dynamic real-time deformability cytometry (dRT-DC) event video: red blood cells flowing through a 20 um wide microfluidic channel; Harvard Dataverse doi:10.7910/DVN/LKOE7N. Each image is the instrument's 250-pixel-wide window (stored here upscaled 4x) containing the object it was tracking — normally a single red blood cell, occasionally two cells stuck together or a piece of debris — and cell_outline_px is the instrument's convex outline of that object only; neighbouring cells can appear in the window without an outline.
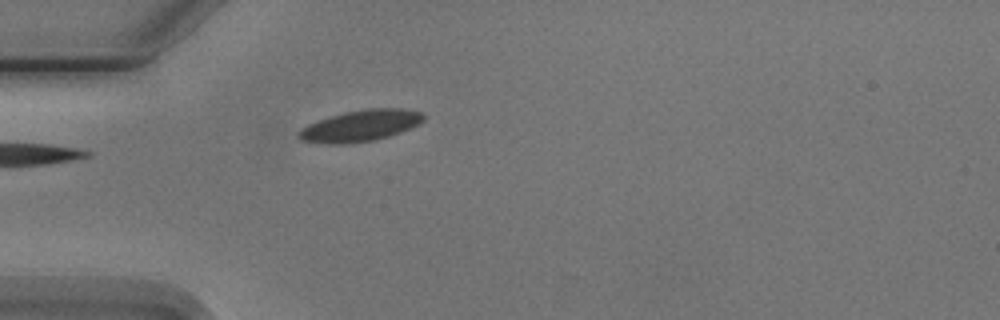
{"species": "Egyptian fruit bat (a non-hibernating species)", "species_latin": "Rousettus aegyptiacus", "temperature_condition": "cold", "stored_images_in_passage": 1, "camera_frame_rate_fps": 3000, "um_per_image_px": 0.085, "animal": {"sex": "male"}, "frame": {"image": 1, "passage_image": 1, "time_ms": 0.0, "image_size_px": [1000, 320], "cell_outline_px": [[424, 120], [420, 124], [400, 132], [388, 136], [372, 140], [332, 144], [300, 140], [296, 136], [296, 132], [300, 128], [308, 124], [344, 112], [368, 108], [404, 108], [420, 112], [424, 116]], "centroid_in_image_um": [30.63, 10.67], "position_along_channel_um": 54.4, "area_um2": 22.54}}